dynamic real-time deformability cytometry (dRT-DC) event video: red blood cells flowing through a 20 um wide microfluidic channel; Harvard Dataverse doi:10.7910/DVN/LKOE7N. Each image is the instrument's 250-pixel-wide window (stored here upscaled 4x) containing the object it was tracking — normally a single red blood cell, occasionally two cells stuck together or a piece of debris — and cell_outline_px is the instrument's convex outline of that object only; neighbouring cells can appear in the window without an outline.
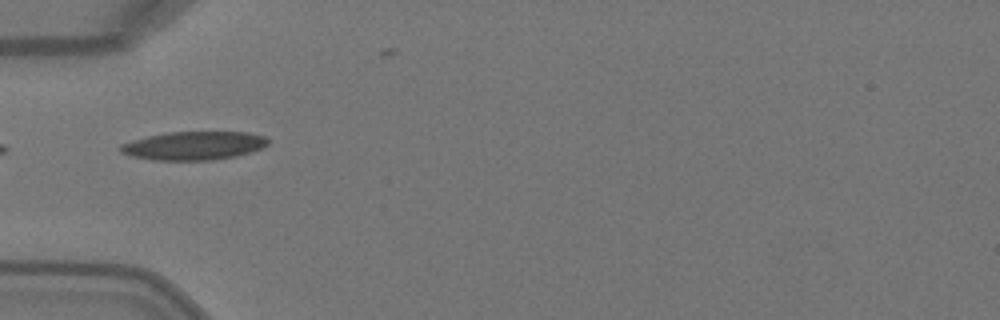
{"species": "Egyptian fruit bat (a non-hibernating species)", "species_latin": "Rousettus aegyptiacus", "temperature_condition": "warm", "stored_images_in_passage": 4, "camera_frame_rate_fps": 3000, "um_per_image_px": 0.085, "animal": {"sex": "female"}, "frame": {"image": 1, "passage_image": 4, "time_ms": 1.0, "image_size_px": [1000, 320], "cell_outline_px": [[268, 144], [260, 148], [236, 156], [212, 160], [152, 160], [132, 156], [120, 152], [116, 148], [120, 144], [132, 140], [148, 136], [168, 132], [248, 132], [264, 136], [268, 140]], "centroid_in_image_um": [16.41, 12.38], "position_along_channel_um": 68.6, "area_um2": 24.45}}